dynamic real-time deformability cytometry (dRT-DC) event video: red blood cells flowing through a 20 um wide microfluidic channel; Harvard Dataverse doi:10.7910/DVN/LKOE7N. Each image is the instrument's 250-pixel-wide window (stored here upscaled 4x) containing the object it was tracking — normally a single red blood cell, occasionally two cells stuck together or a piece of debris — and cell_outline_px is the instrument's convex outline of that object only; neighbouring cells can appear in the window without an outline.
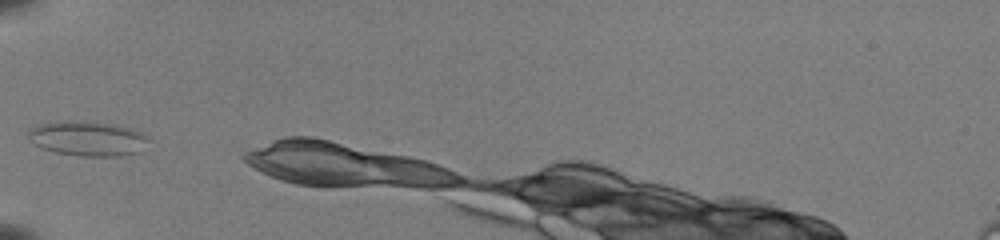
{"species": "common noctule bat (a hibernating species)", "species_latin": "Nyctalus noctula", "temperature_condition": "room temperature", "stored_images_in_passage": 10, "camera_frame_rate_fps": 3000, "um_per_image_px": 0.085, "animal": {"sex": "female", "body_mass_g": 22.0, "forearm_length_mm": 56.7}, "frame": {"image": 1, "passage_image": 1, "time_ms": 0.0, "image_size_px": [1000, 240], "cell_outline_px": [[148, 140], [140, 152], [120, 156], [80, 156], [56, 152], [44, 148], [36, 144], [28, 136], [28, 132], [32, 128], [40, 124], [108, 124], [132, 128], [140, 132]], "centroid_in_image_um": [7.52, 11.84], "position_along_channel_um": 77.5, "area_um2": 22.83}}
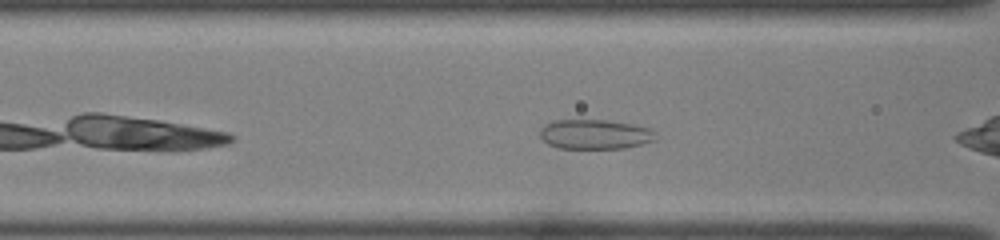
{"frame": {"image": 2, "passage_image": 4, "time_ms": 1.0, "image_size_px": [1000, 240], "cell_outline_px": [[656, 140], [624, 148], [560, 148], [548, 144], [540, 136], [540, 128], [544, 124], [552, 120], [604, 120], [632, 124], [648, 128], [652, 132]], "centroid_in_image_um": [50.5, 11.41], "position_along_channel_um": 116.1, "area_um2": 19.77}}